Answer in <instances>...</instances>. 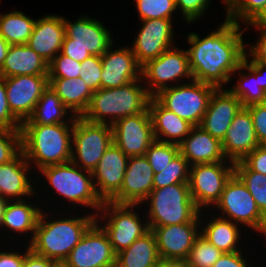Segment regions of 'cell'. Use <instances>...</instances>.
I'll return each instance as SVG.
<instances>
[{
  "mask_svg": "<svg viewBox=\"0 0 266 267\" xmlns=\"http://www.w3.org/2000/svg\"><path fill=\"white\" fill-rule=\"evenodd\" d=\"M23 245L25 244L23 243L22 245L21 244L17 245L16 243V246H10V247L7 246L6 248L7 250L0 251V267H23L25 254L30 250V247L28 244L24 247ZM17 246L18 247L22 246V248H24L25 250L21 251L20 249V252H19V249L18 251L16 249H13L14 251L11 249V247L15 248Z\"/></svg>",
  "mask_w": 266,
  "mask_h": 267,
  "instance_id": "f907efd6",
  "label": "cell"
},
{
  "mask_svg": "<svg viewBox=\"0 0 266 267\" xmlns=\"http://www.w3.org/2000/svg\"><path fill=\"white\" fill-rule=\"evenodd\" d=\"M112 128L113 143L128 156H144L155 141L149 109L117 120Z\"/></svg>",
  "mask_w": 266,
  "mask_h": 267,
  "instance_id": "2e32d148",
  "label": "cell"
},
{
  "mask_svg": "<svg viewBox=\"0 0 266 267\" xmlns=\"http://www.w3.org/2000/svg\"><path fill=\"white\" fill-rule=\"evenodd\" d=\"M112 143L111 125L92 123L83 117H76L72 131L71 162L92 172Z\"/></svg>",
  "mask_w": 266,
  "mask_h": 267,
  "instance_id": "7c38bea8",
  "label": "cell"
},
{
  "mask_svg": "<svg viewBox=\"0 0 266 267\" xmlns=\"http://www.w3.org/2000/svg\"><path fill=\"white\" fill-rule=\"evenodd\" d=\"M255 28V31H259L258 39L254 41L256 44L246 43L247 54L255 61L266 65V27L250 26Z\"/></svg>",
  "mask_w": 266,
  "mask_h": 267,
  "instance_id": "c3c4849f",
  "label": "cell"
},
{
  "mask_svg": "<svg viewBox=\"0 0 266 267\" xmlns=\"http://www.w3.org/2000/svg\"><path fill=\"white\" fill-rule=\"evenodd\" d=\"M10 44L5 40V38L0 34V68L2 67L4 60L7 56Z\"/></svg>",
  "mask_w": 266,
  "mask_h": 267,
  "instance_id": "9f6ffc18",
  "label": "cell"
},
{
  "mask_svg": "<svg viewBox=\"0 0 266 267\" xmlns=\"http://www.w3.org/2000/svg\"><path fill=\"white\" fill-rule=\"evenodd\" d=\"M49 267H69L65 260H52Z\"/></svg>",
  "mask_w": 266,
  "mask_h": 267,
  "instance_id": "680465c9",
  "label": "cell"
},
{
  "mask_svg": "<svg viewBox=\"0 0 266 267\" xmlns=\"http://www.w3.org/2000/svg\"><path fill=\"white\" fill-rule=\"evenodd\" d=\"M159 258L155 236L149 230L116 254L115 267H155Z\"/></svg>",
  "mask_w": 266,
  "mask_h": 267,
  "instance_id": "836d02e7",
  "label": "cell"
},
{
  "mask_svg": "<svg viewBox=\"0 0 266 267\" xmlns=\"http://www.w3.org/2000/svg\"><path fill=\"white\" fill-rule=\"evenodd\" d=\"M46 208L41 211L34 237L28 245L40 256L52 260H65L87 229L96 221V216L89 210L86 213V209L84 215H80L77 211L76 214L73 208L71 211L65 208V213L55 208L57 212H53L47 206ZM72 213L78 216H72Z\"/></svg>",
  "mask_w": 266,
  "mask_h": 267,
  "instance_id": "7a4b0ae2",
  "label": "cell"
},
{
  "mask_svg": "<svg viewBox=\"0 0 266 267\" xmlns=\"http://www.w3.org/2000/svg\"><path fill=\"white\" fill-rule=\"evenodd\" d=\"M65 37L61 53L78 62L91 55L102 56L114 44L113 33L96 17L80 15L74 22L64 17Z\"/></svg>",
  "mask_w": 266,
  "mask_h": 267,
  "instance_id": "ba28073f",
  "label": "cell"
},
{
  "mask_svg": "<svg viewBox=\"0 0 266 267\" xmlns=\"http://www.w3.org/2000/svg\"><path fill=\"white\" fill-rule=\"evenodd\" d=\"M138 20L173 19L176 9L175 0H134Z\"/></svg>",
  "mask_w": 266,
  "mask_h": 267,
  "instance_id": "74e56055",
  "label": "cell"
},
{
  "mask_svg": "<svg viewBox=\"0 0 266 267\" xmlns=\"http://www.w3.org/2000/svg\"><path fill=\"white\" fill-rule=\"evenodd\" d=\"M221 144L224 156L233 163L242 161L260 145L251 113L246 107H243L234 117Z\"/></svg>",
  "mask_w": 266,
  "mask_h": 267,
  "instance_id": "484cf974",
  "label": "cell"
},
{
  "mask_svg": "<svg viewBox=\"0 0 266 267\" xmlns=\"http://www.w3.org/2000/svg\"><path fill=\"white\" fill-rule=\"evenodd\" d=\"M76 116L61 102L58 95L48 87L36 103L31 116L21 125H53L57 123H74Z\"/></svg>",
  "mask_w": 266,
  "mask_h": 267,
  "instance_id": "d6a6232c",
  "label": "cell"
},
{
  "mask_svg": "<svg viewBox=\"0 0 266 267\" xmlns=\"http://www.w3.org/2000/svg\"><path fill=\"white\" fill-rule=\"evenodd\" d=\"M21 151V130L0 129V165L10 162Z\"/></svg>",
  "mask_w": 266,
  "mask_h": 267,
  "instance_id": "7bdbcfd3",
  "label": "cell"
},
{
  "mask_svg": "<svg viewBox=\"0 0 266 267\" xmlns=\"http://www.w3.org/2000/svg\"><path fill=\"white\" fill-rule=\"evenodd\" d=\"M142 208L144 209L141 205L103 201L100 211L96 214V222L107 234L115 254L125 250L150 230L146 215L141 212Z\"/></svg>",
  "mask_w": 266,
  "mask_h": 267,
  "instance_id": "52a82bcc",
  "label": "cell"
},
{
  "mask_svg": "<svg viewBox=\"0 0 266 267\" xmlns=\"http://www.w3.org/2000/svg\"><path fill=\"white\" fill-rule=\"evenodd\" d=\"M251 113L255 134L260 145H266V102L246 107Z\"/></svg>",
  "mask_w": 266,
  "mask_h": 267,
  "instance_id": "7dc6e473",
  "label": "cell"
},
{
  "mask_svg": "<svg viewBox=\"0 0 266 267\" xmlns=\"http://www.w3.org/2000/svg\"><path fill=\"white\" fill-rule=\"evenodd\" d=\"M249 26L266 27V2L262 11L247 26L244 25V30H248Z\"/></svg>",
  "mask_w": 266,
  "mask_h": 267,
  "instance_id": "11a10c76",
  "label": "cell"
},
{
  "mask_svg": "<svg viewBox=\"0 0 266 267\" xmlns=\"http://www.w3.org/2000/svg\"><path fill=\"white\" fill-rule=\"evenodd\" d=\"M189 169L187 160L179 152L167 166L154 174L153 189L172 184H188Z\"/></svg>",
  "mask_w": 266,
  "mask_h": 267,
  "instance_id": "8d00e7d4",
  "label": "cell"
},
{
  "mask_svg": "<svg viewBox=\"0 0 266 267\" xmlns=\"http://www.w3.org/2000/svg\"><path fill=\"white\" fill-rule=\"evenodd\" d=\"M129 157L112 143L92 171L96 194L102 201H109L122 186Z\"/></svg>",
  "mask_w": 266,
  "mask_h": 267,
  "instance_id": "7402d4cb",
  "label": "cell"
},
{
  "mask_svg": "<svg viewBox=\"0 0 266 267\" xmlns=\"http://www.w3.org/2000/svg\"><path fill=\"white\" fill-rule=\"evenodd\" d=\"M81 62H78L61 52L48 64V78H77L79 77Z\"/></svg>",
  "mask_w": 266,
  "mask_h": 267,
  "instance_id": "b9f144b4",
  "label": "cell"
},
{
  "mask_svg": "<svg viewBox=\"0 0 266 267\" xmlns=\"http://www.w3.org/2000/svg\"><path fill=\"white\" fill-rule=\"evenodd\" d=\"M237 0H221V3L224 4L225 11L227 12Z\"/></svg>",
  "mask_w": 266,
  "mask_h": 267,
  "instance_id": "91938a15",
  "label": "cell"
},
{
  "mask_svg": "<svg viewBox=\"0 0 266 267\" xmlns=\"http://www.w3.org/2000/svg\"><path fill=\"white\" fill-rule=\"evenodd\" d=\"M40 17L35 21L27 45L49 64L61 52L65 37L64 16L47 14Z\"/></svg>",
  "mask_w": 266,
  "mask_h": 267,
  "instance_id": "4316f807",
  "label": "cell"
},
{
  "mask_svg": "<svg viewBox=\"0 0 266 267\" xmlns=\"http://www.w3.org/2000/svg\"><path fill=\"white\" fill-rule=\"evenodd\" d=\"M113 46L115 44L101 56L100 88H116L141 78V66L128 44L116 49Z\"/></svg>",
  "mask_w": 266,
  "mask_h": 267,
  "instance_id": "ffe728a7",
  "label": "cell"
},
{
  "mask_svg": "<svg viewBox=\"0 0 266 267\" xmlns=\"http://www.w3.org/2000/svg\"><path fill=\"white\" fill-rule=\"evenodd\" d=\"M154 171L144 156L129 157L121 189L109 200L115 204L140 205L153 190Z\"/></svg>",
  "mask_w": 266,
  "mask_h": 267,
  "instance_id": "ac0fdd59",
  "label": "cell"
},
{
  "mask_svg": "<svg viewBox=\"0 0 266 267\" xmlns=\"http://www.w3.org/2000/svg\"><path fill=\"white\" fill-rule=\"evenodd\" d=\"M4 79L10 111L22 124L31 116L42 92L48 87V75H17Z\"/></svg>",
  "mask_w": 266,
  "mask_h": 267,
  "instance_id": "e0dca14e",
  "label": "cell"
},
{
  "mask_svg": "<svg viewBox=\"0 0 266 267\" xmlns=\"http://www.w3.org/2000/svg\"><path fill=\"white\" fill-rule=\"evenodd\" d=\"M244 250L245 249L239 252L223 253L212 267H252L250 264H254V261L249 262V259H246L248 257L247 253H244Z\"/></svg>",
  "mask_w": 266,
  "mask_h": 267,
  "instance_id": "816d5d0a",
  "label": "cell"
},
{
  "mask_svg": "<svg viewBox=\"0 0 266 267\" xmlns=\"http://www.w3.org/2000/svg\"><path fill=\"white\" fill-rule=\"evenodd\" d=\"M7 203H8V200L3 199V198L0 196V235H1V228H2L3 214H4V210H5V207H6Z\"/></svg>",
  "mask_w": 266,
  "mask_h": 267,
  "instance_id": "6f0895ef",
  "label": "cell"
},
{
  "mask_svg": "<svg viewBox=\"0 0 266 267\" xmlns=\"http://www.w3.org/2000/svg\"><path fill=\"white\" fill-rule=\"evenodd\" d=\"M73 125H21L22 152L35 174L43 167L71 161Z\"/></svg>",
  "mask_w": 266,
  "mask_h": 267,
  "instance_id": "3957f363",
  "label": "cell"
},
{
  "mask_svg": "<svg viewBox=\"0 0 266 267\" xmlns=\"http://www.w3.org/2000/svg\"><path fill=\"white\" fill-rule=\"evenodd\" d=\"M215 86L192 80L160 90L153 97L166 109L200 126Z\"/></svg>",
  "mask_w": 266,
  "mask_h": 267,
  "instance_id": "30bf717a",
  "label": "cell"
},
{
  "mask_svg": "<svg viewBox=\"0 0 266 267\" xmlns=\"http://www.w3.org/2000/svg\"><path fill=\"white\" fill-rule=\"evenodd\" d=\"M48 75V63L27 44L10 45L0 76Z\"/></svg>",
  "mask_w": 266,
  "mask_h": 267,
  "instance_id": "4dcf8cb0",
  "label": "cell"
},
{
  "mask_svg": "<svg viewBox=\"0 0 266 267\" xmlns=\"http://www.w3.org/2000/svg\"><path fill=\"white\" fill-rule=\"evenodd\" d=\"M200 216L195 221L152 227L160 258L187 259L200 235Z\"/></svg>",
  "mask_w": 266,
  "mask_h": 267,
  "instance_id": "44dd1931",
  "label": "cell"
},
{
  "mask_svg": "<svg viewBox=\"0 0 266 267\" xmlns=\"http://www.w3.org/2000/svg\"><path fill=\"white\" fill-rule=\"evenodd\" d=\"M233 174L234 163L231 161L190 166V194L200 211L214 208L221 198L226 182Z\"/></svg>",
  "mask_w": 266,
  "mask_h": 267,
  "instance_id": "4fadbf2b",
  "label": "cell"
},
{
  "mask_svg": "<svg viewBox=\"0 0 266 267\" xmlns=\"http://www.w3.org/2000/svg\"><path fill=\"white\" fill-rule=\"evenodd\" d=\"M49 86L61 99V102L76 117H82L87 111L93 91L80 77L48 78Z\"/></svg>",
  "mask_w": 266,
  "mask_h": 267,
  "instance_id": "1f68e13d",
  "label": "cell"
},
{
  "mask_svg": "<svg viewBox=\"0 0 266 267\" xmlns=\"http://www.w3.org/2000/svg\"><path fill=\"white\" fill-rule=\"evenodd\" d=\"M0 129L21 130V123L10 111L6 96L5 79L0 76Z\"/></svg>",
  "mask_w": 266,
  "mask_h": 267,
  "instance_id": "bcb514c9",
  "label": "cell"
},
{
  "mask_svg": "<svg viewBox=\"0 0 266 267\" xmlns=\"http://www.w3.org/2000/svg\"><path fill=\"white\" fill-rule=\"evenodd\" d=\"M101 72V56L91 55L81 62L79 77L84 80L94 92L100 89Z\"/></svg>",
  "mask_w": 266,
  "mask_h": 267,
  "instance_id": "f6af8a7d",
  "label": "cell"
},
{
  "mask_svg": "<svg viewBox=\"0 0 266 267\" xmlns=\"http://www.w3.org/2000/svg\"><path fill=\"white\" fill-rule=\"evenodd\" d=\"M148 109L155 140L179 145L189 135L193 125L164 108L154 97H151Z\"/></svg>",
  "mask_w": 266,
  "mask_h": 267,
  "instance_id": "f546056e",
  "label": "cell"
},
{
  "mask_svg": "<svg viewBox=\"0 0 266 267\" xmlns=\"http://www.w3.org/2000/svg\"><path fill=\"white\" fill-rule=\"evenodd\" d=\"M243 108L240 100L226 87L212 93L200 127L222 141L234 117Z\"/></svg>",
  "mask_w": 266,
  "mask_h": 267,
  "instance_id": "cb8c5ba5",
  "label": "cell"
},
{
  "mask_svg": "<svg viewBox=\"0 0 266 267\" xmlns=\"http://www.w3.org/2000/svg\"><path fill=\"white\" fill-rule=\"evenodd\" d=\"M39 195H40L39 192L36 190V193L33 196H31V198L30 197L27 198V200L24 199V200L8 201L4 210L2 228H1V230L5 232L4 233L2 231L1 234L2 235L4 234L5 237L7 235L4 241L5 244L8 241V239L9 242H12L10 241V238L11 237L13 238L15 236L16 237L12 239L13 241L18 238L17 236L19 237L23 236L25 238L27 236V239L24 238L25 245L26 243L29 244L32 241L41 211L43 210L42 203L40 204L36 203L38 198H36V201H33L35 200L34 199L35 196L37 197ZM11 233L12 234L14 233L13 234L14 236L11 235Z\"/></svg>",
  "mask_w": 266,
  "mask_h": 267,
  "instance_id": "d6986e66",
  "label": "cell"
},
{
  "mask_svg": "<svg viewBox=\"0 0 266 267\" xmlns=\"http://www.w3.org/2000/svg\"><path fill=\"white\" fill-rule=\"evenodd\" d=\"M32 170L22 151L10 162L1 164L0 196L8 201L24 200L33 196L37 189V182L34 181L37 174L34 175Z\"/></svg>",
  "mask_w": 266,
  "mask_h": 267,
  "instance_id": "603a6c76",
  "label": "cell"
},
{
  "mask_svg": "<svg viewBox=\"0 0 266 267\" xmlns=\"http://www.w3.org/2000/svg\"><path fill=\"white\" fill-rule=\"evenodd\" d=\"M241 26L225 18L204 38L189 32L187 52L193 80L216 88H226L230 84L232 73L242 64L246 54L243 36L247 31Z\"/></svg>",
  "mask_w": 266,
  "mask_h": 267,
  "instance_id": "6da1fadb",
  "label": "cell"
},
{
  "mask_svg": "<svg viewBox=\"0 0 266 267\" xmlns=\"http://www.w3.org/2000/svg\"><path fill=\"white\" fill-rule=\"evenodd\" d=\"M232 76L239 81L228 89L243 107L266 102V65L255 62L246 52L242 64Z\"/></svg>",
  "mask_w": 266,
  "mask_h": 267,
  "instance_id": "d4e9b609",
  "label": "cell"
},
{
  "mask_svg": "<svg viewBox=\"0 0 266 267\" xmlns=\"http://www.w3.org/2000/svg\"><path fill=\"white\" fill-rule=\"evenodd\" d=\"M241 162L249 170L266 175V145H259Z\"/></svg>",
  "mask_w": 266,
  "mask_h": 267,
  "instance_id": "681fc988",
  "label": "cell"
},
{
  "mask_svg": "<svg viewBox=\"0 0 266 267\" xmlns=\"http://www.w3.org/2000/svg\"><path fill=\"white\" fill-rule=\"evenodd\" d=\"M179 152L189 166L229 161L223 154L221 141L200 126H193L179 144Z\"/></svg>",
  "mask_w": 266,
  "mask_h": 267,
  "instance_id": "f1b7e54d",
  "label": "cell"
},
{
  "mask_svg": "<svg viewBox=\"0 0 266 267\" xmlns=\"http://www.w3.org/2000/svg\"><path fill=\"white\" fill-rule=\"evenodd\" d=\"M37 174L38 176H35V181L38 182V178L42 180L41 178L44 177V181L42 182L49 184L47 189L51 188V191L48 192H55L53 196L57 195V201L55 200L54 202L55 204L59 202L61 198L63 199V201H61L62 204L59 202V207L62 205V211H64L63 206L66 207L67 202H69L67 206H70V208L69 206L67 207V210H70L72 208L71 206H73L76 211L77 206H79L78 209H80V206L81 208L83 206L84 208L90 209V213L95 216L100 211L103 201L96 194L92 172L83 170L70 161L64 164L43 167L37 171Z\"/></svg>",
  "mask_w": 266,
  "mask_h": 267,
  "instance_id": "277c9868",
  "label": "cell"
},
{
  "mask_svg": "<svg viewBox=\"0 0 266 267\" xmlns=\"http://www.w3.org/2000/svg\"><path fill=\"white\" fill-rule=\"evenodd\" d=\"M207 212V213H204ZM214 211L200 212V234L204 236L211 244H213L222 253L242 251L245 244H241L242 227L229 219L220 217L213 213ZM208 213H212L211 215ZM205 214V216H204ZM207 215V216H206ZM209 215V218H208ZM213 215V216H212ZM203 217V218H202ZM209 220H206V219ZM206 220V221H205ZM203 224V225H202ZM242 234V235H241ZM240 241V242H239ZM239 244L240 247H239Z\"/></svg>",
  "mask_w": 266,
  "mask_h": 267,
  "instance_id": "83f0119b",
  "label": "cell"
},
{
  "mask_svg": "<svg viewBox=\"0 0 266 267\" xmlns=\"http://www.w3.org/2000/svg\"><path fill=\"white\" fill-rule=\"evenodd\" d=\"M212 211L221 214L218 216L243 225L246 230H253L255 234L265 237L266 242V217L258 209L254 198L242 181L233 174L226 182L219 202ZM249 228V229H248Z\"/></svg>",
  "mask_w": 266,
  "mask_h": 267,
  "instance_id": "9c48e42d",
  "label": "cell"
},
{
  "mask_svg": "<svg viewBox=\"0 0 266 267\" xmlns=\"http://www.w3.org/2000/svg\"><path fill=\"white\" fill-rule=\"evenodd\" d=\"M173 20L156 18L139 21L141 28L129 47L141 67L175 46L176 30L173 29Z\"/></svg>",
  "mask_w": 266,
  "mask_h": 267,
  "instance_id": "5bb4252c",
  "label": "cell"
},
{
  "mask_svg": "<svg viewBox=\"0 0 266 267\" xmlns=\"http://www.w3.org/2000/svg\"><path fill=\"white\" fill-rule=\"evenodd\" d=\"M212 0H175L177 12L181 13L184 23H191V25L198 20H201L202 16L206 12H209L210 3ZM209 6V7H208Z\"/></svg>",
  "mask_w": 266,
  "mask_h": 267,
  "instance_id": "ee69618b",
  "label": "cell"
},
{
  "mask_svg": "<svg viewBox=\"0 0 266 267\" xmlns=\"http://www.w3.org/2000/svg\"><path fill=\"white\" fill-rule=\"evenodd\" d=\"M140 205L148 207L143 213L149 229L195 221L201 212L191 197L189 184H172L153 189Z\"/></svg>",
  "mask_w": 266,
  "mask_h": 267,
  "instance_id": "8992f818",
  "label": "cell"
},
{
  "mask_svg": "<svg viewBox=\"0 0 266 267\" xmlns=\"http://www.w3.org/2000/svg\"><path fill=\"white\" fill-rule=\"evenodd\" d=\"M155 267H192L188 259L159 258Z\"/></svg>",
  "mask_w": 266,
  "mask_h": 267,
  "instance_id": "db71d44e",
  "label": "cell"
},
{
  "mask_svg": "<svg viewBox=\"0 0 266 267\" xmlns=\"http://www.w3.org/2000/svg\"><path fill=\"white\" fill-rule=\"evenodd\" d=\"M141 77L152 97L164 88L192 81L187 49L175 45L166 50L141 67Z\"/></svg>",
  "mask_w": 266,
  "mask_h": 267,
  "instance_id": "8fae6325",
  "label": "cell"
},
{
  "mask_svg": "<svg viewBox=\"0 0 266 267\" xmlns=\"http://www.w3.org/2000/svg\"><path fill=\"white\" fill-rule=\"evenodd\" d=\"M178 153L179 145L155 140L147 149L145 157L156 174L167 166Z\"/></svg>",
  "mask_w": 266,
  "mask_h": 267,
  "instance_id": "ab89813d",
  "label": "cell"
},
{
  "mask_svg": "<svg viewBox=\"0 0 266 267\" xmlns=\"http://www.w3.org/2000/svg\"><path fill=\"white\" fill-rule=\"evenodd\" d=\"M65 261L69 267H115L116 254L107 234L95 221Z\"/></svg>",
  "mask_w": 266,
  "mask_h": 267,
  "instance_id": "9a60e30c",
  "label": "cell"
},
{
  "mask_svg": "<svg viewBox=\"0 0 266 267\" xmlns=\"http://www.w3.org/2000/svg\"><path fill=\"white\" fill-rule=\"evenodd\" d=\"M151 97L142 77L116 88H100L93 92L82 117L92 123L113 125L123 117L146 111Z\"/></svg>",
  "mask_w": 266,
  "mask_h": 267,
  "instance_id": "5b68a950",
  "label": "cell"
},
{
  "mask_svg": "<svg viewBox=\"0 0 266 267\" xmlns=\"http://www.w3.org/2000/svg\"><path fill=\"white\" fill-rule=\"evenodd\" d=\"M266 0H237L225 18L238 25L249 24L263 9ZM242 22V23H241Z\"/></svg>",
  "mask_w": 266,
  "mask_h": 267,
  "instance_id": "60d3db41",
  "label": "cell"
},
{
  "mask_svg": "<svg viewBox=\"0 0 266 267\" xmlns=\"http://www.w3.org/2000/svg\"><path fill=\"white\" fill-rule=\"evenodd\" d=\"M52 259L40 256L31 249L25 254L23 267H49Z\"/></svg>",
  "mask_w": 266,
  "mask_h": 267,
  "instance_id": "f5cc1de1",
  "label": "cell"
},
{
  "mask_svg": "<svg viewBox=\"0 0 266 267\" xmlns=\"http://www.w3.org/2000/svg\"><path fill=\"white\" fill-rule=\"evenodd\" d=\"M222 254L200 234L196 238L187 259L192 267H212Z\"/></svg>",
  "mask_w": 266,
  "mask_h": 267,
  "instance_id": "f35d334b",
  "label": "cell"
},
{
  "mask_svg": "<svg viewBox=\"0 0 266 267\" xmlns=\"http://www.w3.org/2000/svg\"><path fill=\"white\" fill-rule=\"evenodd\" d=\"M36 19L19 10L0 14V34L10 45L27 44Z\"/></svg>",
  "mask_w": 266,
  "mask_h": 267,
  "instance_id": "e575fe53",
  "label": "cell"
},
{
  "mask_svg": "<svg viewBox=\"0 0 266 267\" xmlns=\"http://www.w3.org/2000/svg\"><path fill=\"white\" fill-rule=\"evenodd\" d=\"M234 174L246 186L258 209L266 217V175L249 170L241 161L234 163Z\"/></svg>",
  "mask_w": 266,
  "mask_h": 267,
  "instance_id": "d590c367",
  "label": "cell"
}]
</instances>
